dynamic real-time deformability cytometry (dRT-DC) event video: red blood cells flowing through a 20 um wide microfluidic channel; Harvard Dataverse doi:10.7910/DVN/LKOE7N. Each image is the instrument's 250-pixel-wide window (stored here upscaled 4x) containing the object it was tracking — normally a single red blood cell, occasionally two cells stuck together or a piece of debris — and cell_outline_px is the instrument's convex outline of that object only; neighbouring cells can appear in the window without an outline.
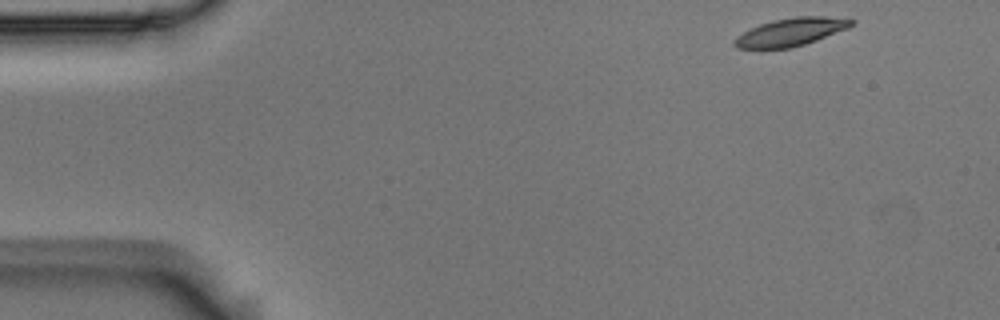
{"species": "Egyptian fruit bat (a non-hibernating species)", "species_latin": "Rousettus aegyptiacus", "temperature_condition": "room temperature", "stored_images_in_passage": 50, "camera_frame_rate_fps": 3000, "um_per_image_px": 0.085, "animal": {"sex": "male"}, "frame": {"image": 1, "passage_image": 1, "time_ms": 0.0, "image_size_px": [1000, 320], "cell_outline_px": [[856, 20], [848, 28], [816, 40], [792, 48], [736, 48], [732, 44], [732, 40], [736, 36], [760, 24], [772, 20], [796, 16], [848, 16]], "centroid_in_image_um": [67.27, 2.69], "position_along_channel_um": 17.7, "area_um2": 19.25}}
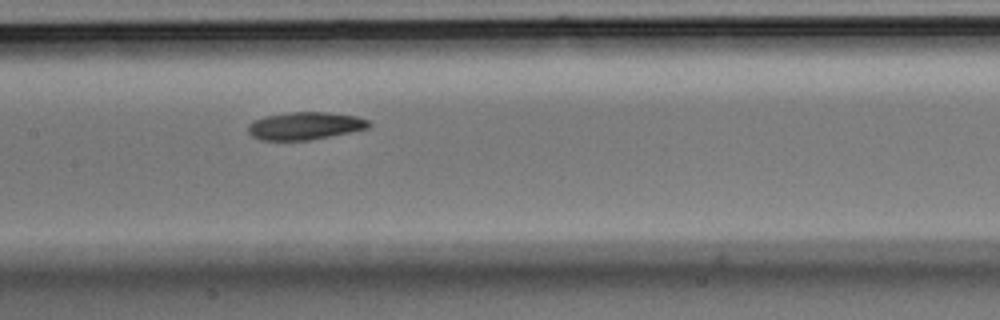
{"frame": {"image": 2, "passage_image": 22, "time_ms": 7.0, "image_size_px": [1000, 320], "cell_outline_px": [[372, 124], [368, 128], [308, 140], [260, 140], [252, 136], [248, 132], [248, 124], [252, 120], [264, 116], [288, 112], [328, 112], [356, 116], [368, 120]], "centroid_in_image_um": [25.88, 10.68], "position_along_channel_um": 181.5, "area_um2": 19.42}}
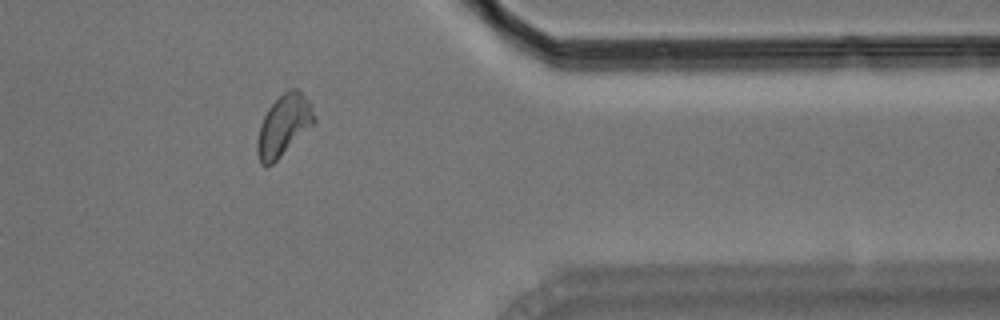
{"frame": {"image": 3, "passage_image": 40, "time_ms": 13.0, "image_size_px": [1000, 320], "cell_outline_px": [[316, 120], [272, 164], [260, 164], [256, 152], [256, 140], [260, 124], [268, 108], [284, 92], [292, 88], [296, 88], [312, 104], [316, 116]], "centroid_in_image_um": [24.09, 10.64], "position_along_channel_um": 387.3, "area_um2": 19.83}, "authors_computed_cell_mechanics": {"area_um2": 19.5942, "velocity_mm_per_s": 3.7044, "shape_relaxation_time_tau1_ms": 4.3846, "shape_relaxation_time_tau2_ms": 4.8587, "deformation_change_tau1": 0.1351, "deformation_change_tau2": 0.1141}}